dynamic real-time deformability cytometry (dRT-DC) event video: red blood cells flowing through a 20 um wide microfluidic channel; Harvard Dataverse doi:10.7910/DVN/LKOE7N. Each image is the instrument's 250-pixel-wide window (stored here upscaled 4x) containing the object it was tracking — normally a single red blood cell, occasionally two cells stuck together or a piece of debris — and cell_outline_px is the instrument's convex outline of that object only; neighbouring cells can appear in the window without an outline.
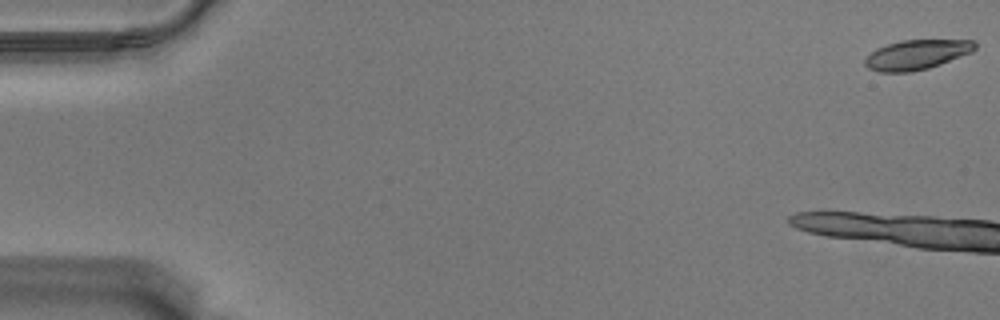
{"species": "Egyptian fruit bat (a non-hibernating species)", "species_latin": "Rousettus aegyptiacus", "temperature_condition": "warm", "stored_images_in_passage": 13, "camera_frame_rate_fps": 3000, "um_per_image_px": 0.085, "animal": {"sex": "male"}, "frame": {"image": 1, "passage_image": 1, "time_ms": 0.0, "image_size_px": [1000, 320], "cell_outline_px": [[976, 48], [972, 52], [940, 64], [928, 68], [912, 72], [880, 72], [868, 68], [864, 64], [864, 60], [876, 48], [900, 40], [972, 40], [976, 44]], "centroid_in_image_um": [77.91, 4.65], "position_along_channel_um": 7.1, "area_um2": 18.96}}